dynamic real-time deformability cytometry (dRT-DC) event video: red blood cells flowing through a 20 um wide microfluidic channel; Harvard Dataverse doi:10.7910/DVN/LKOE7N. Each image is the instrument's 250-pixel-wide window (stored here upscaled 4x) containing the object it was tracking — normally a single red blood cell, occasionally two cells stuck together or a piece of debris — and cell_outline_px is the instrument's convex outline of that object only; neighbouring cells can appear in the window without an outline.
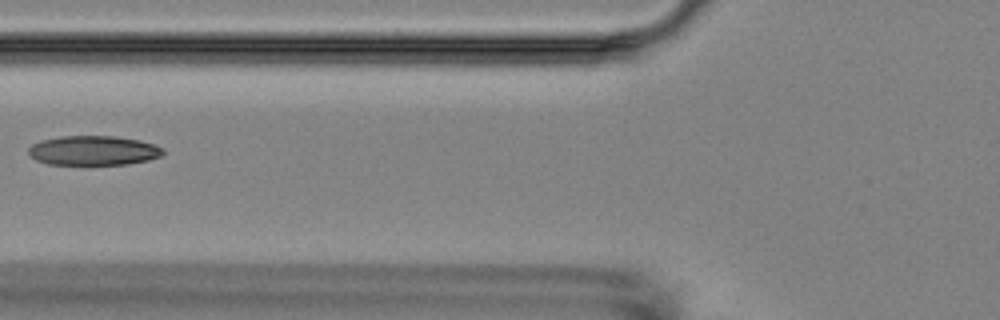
{"species": "Egyptian fruit bat (a non-hibernating species)", "species_latin": "Rousettus aegyptiacus", "temperature_condition": "room temperature", "stored_images_in_passage": 12, "camera_frame_rate_fps": 3000, "um_per_image_px": 0.085, "animal": {"sex": "female"}, "frame": {"image": 1, "passage_image": 2, "time_ms": 1.333, "image_size_px": [1000, 320], "cell_outline_px": [[164, 152], [160, 156], [148, 160], [128, 164], [48, 164], [36, 160], [28, 152], [28, 148], [32, 144], [40, 140], [60, 136], [116, 136], [140, 140], [156, 144], [164, 148]], "centroid_in_image_um": [7.96, 12.78], "position_along_channel_um": 117.8, "area_um2": 23.24}}
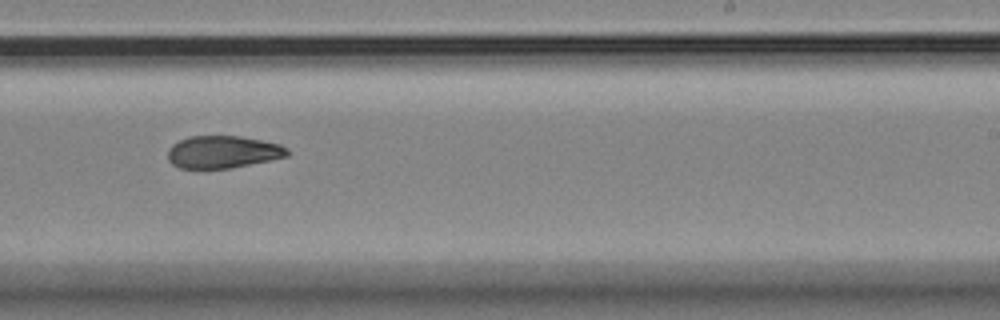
{"frame": {"image": 2, "passage_image": 6, "time_ms": 5.667, "image_size_px": [1000, 320], "cell_outline_px": [[288, 156], [272, 160], [228, 168], [180, 168], [172, 164], [168, 160], [168, 148], [172, 144], [188, 136], [240, 136], [280, 144], [288, 148]], "centroid_in_image_um": [18.93, 12.91], "position_along_channel_um": 270.1, "area_um2": 22.54}}
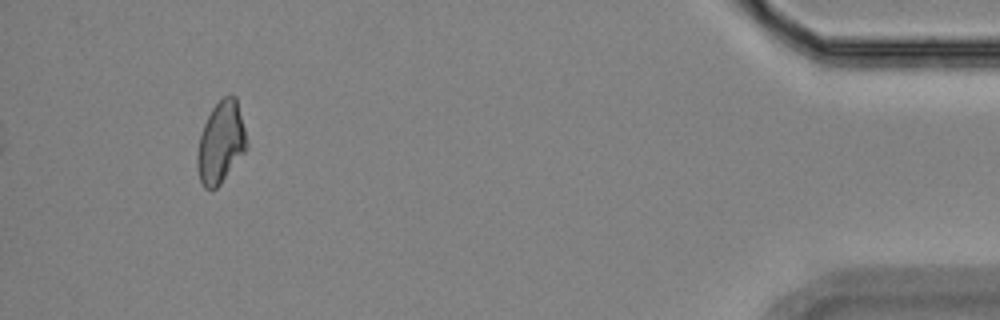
{"frame": {"image": 3, "passage_image": 11, "time_ms": 11.667, "image_size_px": [1000, 320], "cell_outline_px": [[248, 148], [220, 184], [216, 188], [204, 188], [200, 180], [196, 164], [196, 156], [200, 136], [204, 124], [212, 108], [224, 96], [232, 92], [236, 96], [248, 144]], "centroid_in_image_um": [18.77, 12.09], "position_along_channel_um": 416.4, "area_um2": 23.47}, "authors_computed_cell_mechanics": {"area_um2": 23.3512, "velocity_mm_per_s": 3.5225, "shape_relaxation_time_tau1_ms": 10.1777, "shape_relaxation_time_tau2_ms": 3.6619, "deformation_change_tau1": 0.1901, "deformation_change_tau2": 0.083}}